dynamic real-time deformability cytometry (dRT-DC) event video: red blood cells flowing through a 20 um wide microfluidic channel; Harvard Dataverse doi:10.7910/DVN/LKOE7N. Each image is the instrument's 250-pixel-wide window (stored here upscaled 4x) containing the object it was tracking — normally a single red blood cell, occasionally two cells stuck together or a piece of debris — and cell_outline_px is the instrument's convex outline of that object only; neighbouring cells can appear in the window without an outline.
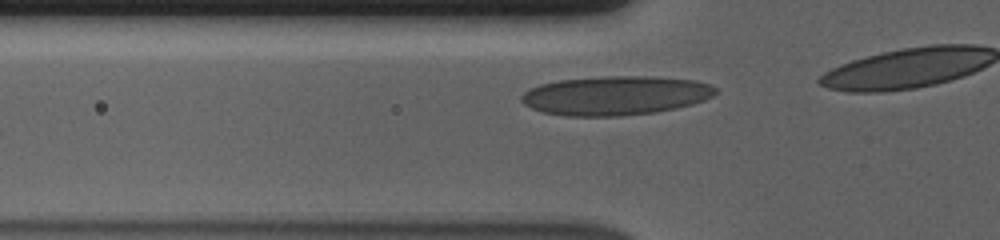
{"species": "human", "species_latin": "Homo sapiens", "temperature_condition": "cold", "stored_images_in_passage": 11, "camera_frame_rate_fps": 3000, "um_per_image_px": 0.085, "donor": {"sex": "male"}, "frame": {"image": 1, "passage_image": 5, "time_ms": 1.333, "image_size_px": [1000, 240], "cell_outline_px": [[716, 92], [712, 96], [704, 100], [692, 104], [676, 108], [656, 112], [624, 116], [564, 116], [544, 112], [532, 108], [524, 104], [520, 100], [520, 96], [528, 88], [540, 84], [560, 80], [604, 76], [652, 76], [696, 80], [708, 84], [716, 88]], "centroid_in_image_um": [52.3, 8.12], "position_along_channel_um": 73.5, "area_um2": 44.45}}
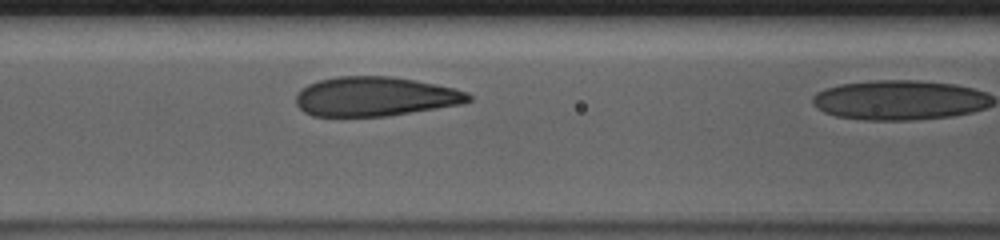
{"frame": {"image": 2, "passage_image": 10, "time_ms": 3.0, "image_size_px": [1000, 240], "cell_outline_px": [[472, 100], [460, 104], [388, 116], [312, 116], [304, 112], [296, 104], [296, 92], [308, 84], [320, 80], [336, 76], [392, 76], [416, 80], [436, 84], [468, 92], [472, 96]], "centroid_in_image_um": [31.86, 8.2], "position_along_channel_um": 134.7, "area_um2": 39.65}}